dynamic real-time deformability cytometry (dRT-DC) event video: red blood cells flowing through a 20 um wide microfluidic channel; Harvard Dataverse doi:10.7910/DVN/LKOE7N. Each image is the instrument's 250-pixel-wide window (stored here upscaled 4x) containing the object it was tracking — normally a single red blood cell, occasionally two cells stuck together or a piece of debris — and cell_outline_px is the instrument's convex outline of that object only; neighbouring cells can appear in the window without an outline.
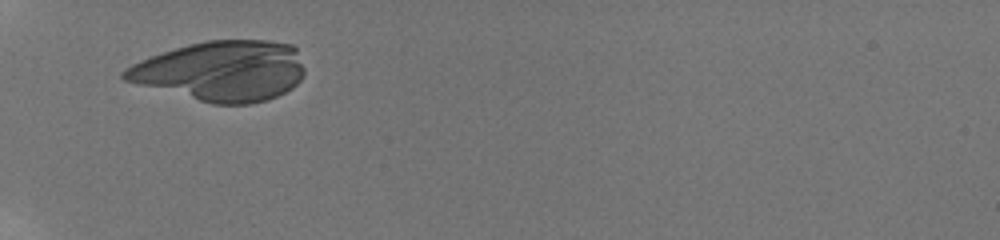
{"species": "human", "species_latin": "Homo sapiens", "temperature_condition": "room temperature", "stored_images_in_passage": 42, "camera_frame_rate_fps": 3000, "um_per_image_px": 0.085, "donor": {"sex": "male"}, "frame": {"image": 1, "passage_image": 1, "time_ms": 0.0, "image_size_px": [1000, 240], "cell_outline_px": [[304, 76], [292, 88], [268, 100], [248, 104], [212, 104], [124, 80], [120, 76], [120, 72], [132, 64], [140, 60], [188, 44], [208, 40], [268, 40], [292, 44], [296, 48], [304, 68]], "centroid_in_image_um": [18.85, 6.03], "position_along_channel_um": 66.2, "area_um2": 63.06}}
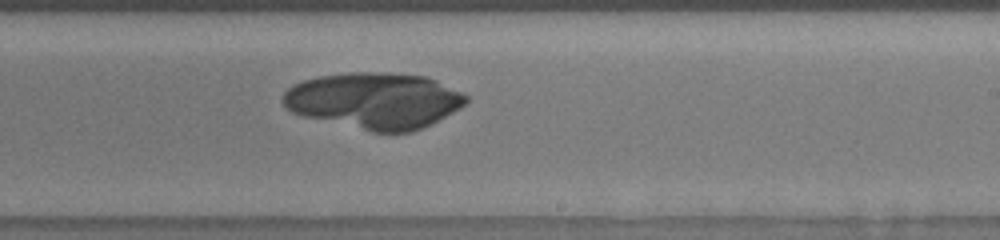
{"frame": {"image": 2, "passage_image": 26, "time_ms": 5.333, "image_size_px": [1000, 240], "cell_outline_px": [[468, 100], [460, 108], [432, 124], [412, 132], [372, 132], [304, 116], [292, 112], [280, 100], [284, 92], [292, 84], [304, 80], [320, 76], [348, 72], [380, 72], [424, 76], [436, 80], [464, 92], [468, 96]], "centroid_in_image_um": [31.83, 8.55], "position_along_channel_um": 257.2, "area_um2": 60.11}}
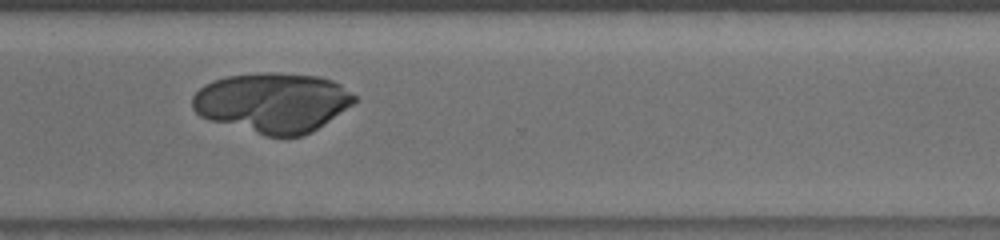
{"frame": {"image": 3, "passage_image": 41, "time_ms": 7.667, "image_size_px": [1000, 240], "cell_outline_px": [[360, 100], [312, 132], [300, 136], [264, 136], [212, 120], [200, 116], [192, 108], [192, 96], [204, 84], [228, 76], [260, 72], [280, 72], [320, 76], [332, 80], [340, 84], [356, 96]], "centroid_in_image_um": [23.2, 8.71], "position_along_channel_um": 347.4, "area_um2": 56.7}}